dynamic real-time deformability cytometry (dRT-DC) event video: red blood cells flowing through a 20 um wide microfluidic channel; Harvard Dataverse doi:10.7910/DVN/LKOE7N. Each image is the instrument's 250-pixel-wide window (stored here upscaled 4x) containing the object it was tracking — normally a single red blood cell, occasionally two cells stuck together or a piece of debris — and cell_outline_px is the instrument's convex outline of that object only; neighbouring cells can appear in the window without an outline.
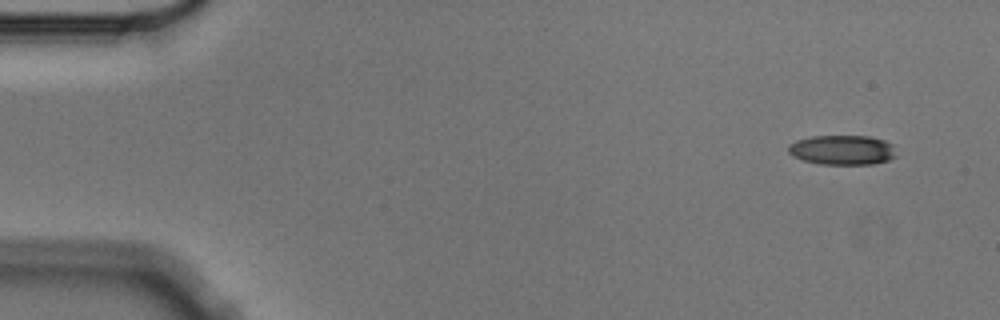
{"species": "Egyptian fruit bat (a non-hibernating species)", "species_latin": "Rousettus aegyptiacus", "temperature_condition": "cold", "stored_images_in_passage": 3, "camera_frame_rate_fps": 3000, "um_per_image_px": 0.085, "animal": {"sex": "male"}, "frame": {"image": 1, "passage_image": 1, "time_ms": 0.0, "image_size_px": [1000, 320], "cell_outline_px": [[896, 156], [888, 160], [872, 164], [820, 164], [804, 160], [792, 156], [788, 152], [788, 144], [796, 140], [812, 136], [868, 136], [884, 140], [892, 144]], "centroid_in_image_um": [71.57, 12.74], "position_along_channel_um": 13.4, "area_um2": 18.67}}